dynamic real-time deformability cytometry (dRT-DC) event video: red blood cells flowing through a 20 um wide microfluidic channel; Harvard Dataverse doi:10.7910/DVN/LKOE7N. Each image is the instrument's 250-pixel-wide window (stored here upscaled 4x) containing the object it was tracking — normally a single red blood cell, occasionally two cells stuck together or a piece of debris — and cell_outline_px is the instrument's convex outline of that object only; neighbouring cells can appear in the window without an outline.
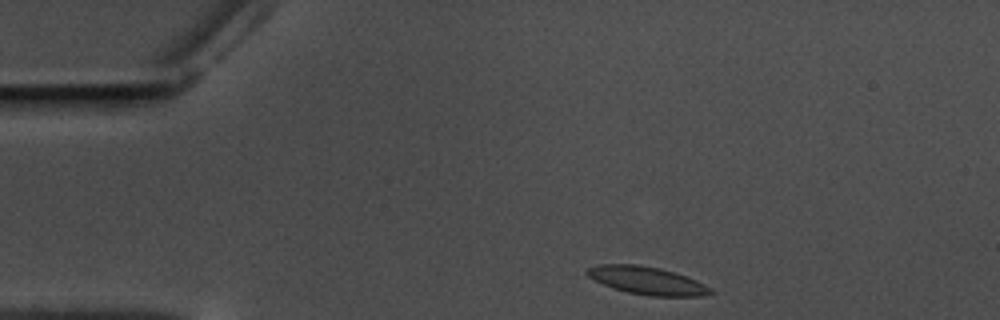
{"species": "common noctule bat (a hibernating species)", "species_latin": "Nyctalus noctula", "temperature_condition": "warm", "stored_images_in_passage": 39, "camera_frame_rate_fps": 3000, "um_per_image_px": 0.085, "animal": {"sex": "male", "body_mass_g": 17.5, "forearm_length_mm": 52.3}, "frame": {"image": 1, "passage_image": 1, "time_ms": 0.0, "image_size_px": [1000, 320], "cell_outline_px": [[712, 292], [700, 296], [648, 296], [628, 292], [612, 288], [588, 276], [584, 272], [588, 268], [600, 264], [636, 264], [660, 268], [696, 280], [712, 288]], "centroid_in_image_um": [54.97, 23.85], "position_along_channel_um": 30.0, "area_um2": 19.77}}
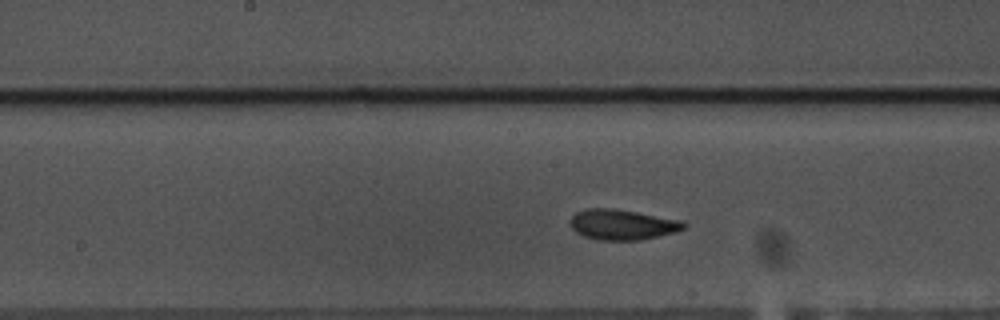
{"frame": {"image": 2, "passage_image": 20, "time_ms": 6.333, "image_size_px": [1000, 320], "cell_outline_px": [[688, 224], [684, 228], [676, 232], [660, 236], [640, 240], [600, 240], [584, 236], [576, 232], [572, 228], [572, 216], [576, 212], [588, 208], [612, 208], [636, 212], [680, 220]], "centroid_in_image_um": [52.92, 19.09], "position_along_channel_um": 195.3, "area_um2": 19.94}}
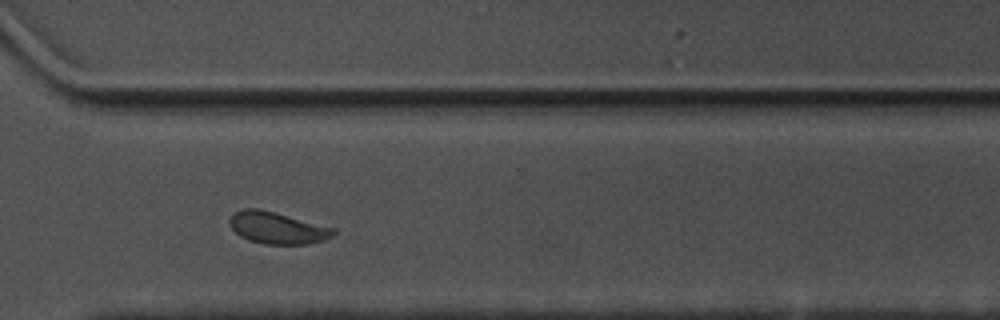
{"frame": {"image": 3, "passage_image": 33, "time_ms": 10.667, "image_size_px": [1000, 320], "cell_outline_px": [[336, 232], [332, 236], [324, 240], [308, 244], [264, 244], [248, 240], [240, 236], [228, 224], [228, 220], [236, 212], [244, 208], [256, 208], [336, 228]], "centroid_in_image_um": [23.57, 19.38], "position_along_channel_um": 347.0, "area_um2": 19.07}, "authors_computed_cell_mechanics": {"area_um2": 19.1896, "velocity_mm_per_s": 3.4966, "shape_relaxation_time_tau1_ms": 4.7026, "shape_relaxation_time_tau2_ms": 2.1091, "deformation_change_tau1": 0.1374, "deformation_change_tau2": 0.0675}}